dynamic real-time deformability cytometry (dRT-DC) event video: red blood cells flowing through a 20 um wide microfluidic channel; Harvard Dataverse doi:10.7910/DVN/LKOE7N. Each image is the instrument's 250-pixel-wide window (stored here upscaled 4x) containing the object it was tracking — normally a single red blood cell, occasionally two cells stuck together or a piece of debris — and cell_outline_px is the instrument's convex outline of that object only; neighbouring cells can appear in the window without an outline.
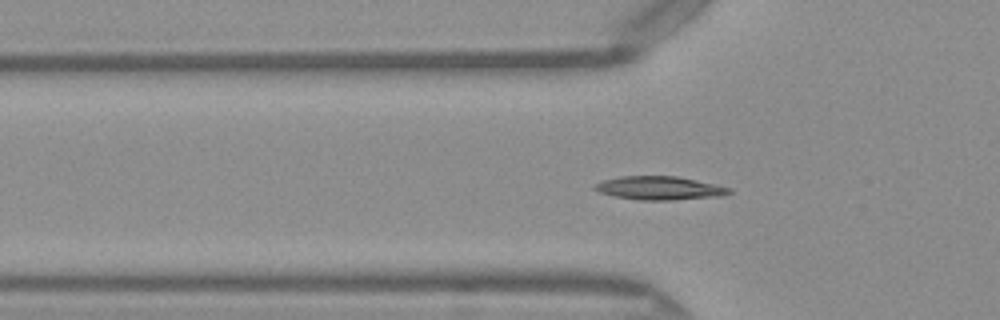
{"species": "Egyptian fruit bat (a non-hibernating species)", "species_latin": "Rousettus aegyptiacus", "temperature_condition": "warm", "stored_images_in_passage": 50, "camera_frame_rate_fps": 3000, "um_per_image_px": 0.085, "frame": {"image": 1, "passage_image": 16, "time_ms": 5.0, "image_size_px": [1000, 320], "cell_outline_px": [[732, 192], [724, 196], [672, 200], [640, 200], [616, 196], [600, 192], [592, 188], [592, 184], [604, 180], [620, 176], [676, 176], [732, 188]], "centroid_in_image_um": [56.06, 15.99], "position_along_channel_um": 69.7, "area_um2": 18.38}}
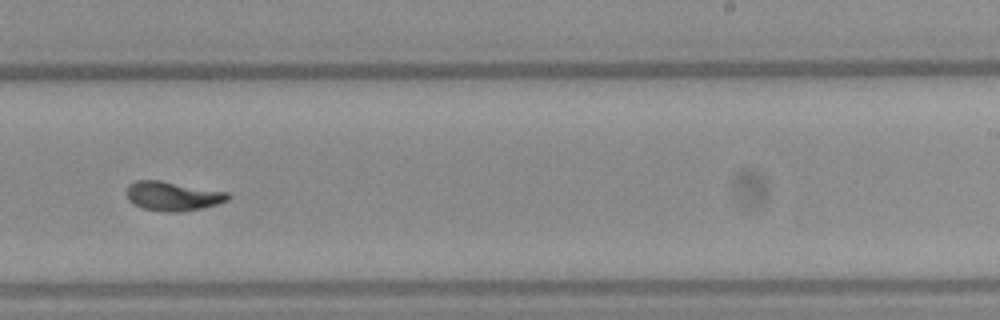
{"frame": {"image": 2, "passage_image": 31, "time_ms": 10.0, "image_size_px": [1000, 320], "cell_outline_px": [[232, 196], [228, 200], [216, 204], [200, 208], [176, 212], [172, 212], [144, 208], [128, 200], [124, 192], [128, 184], [136, 180], [160, 180], [228, 192]], "centroid_in_image_um": [14.66, 16.64], "position_along_channel_um": 274.3, "area_um2": 17.17}}
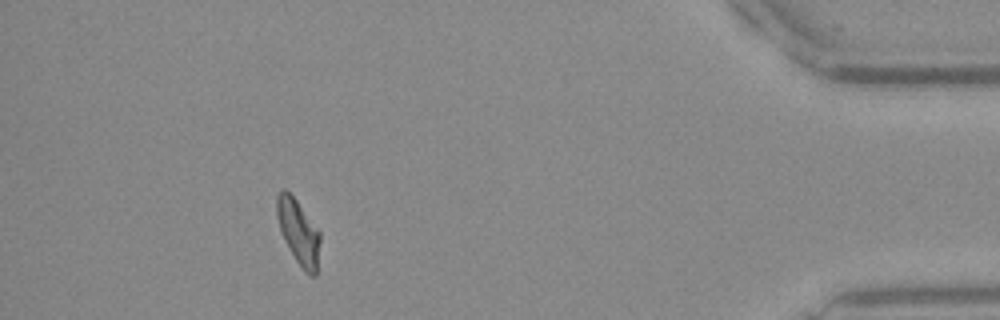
{"frame": {"image": 3, "passage_image": 45, "time_ms": 14.667, "image_size_px": [1000, 320], "cell_outline_px": [[320, 240], [316, 276], [312, 276], [304, 272], [296, 260], [284, 240], [276, 216], [276, 196], [284, 188], [296, 200], [320, 232]], "centroid_in_image_um": [25.36, 19.73], "position_along_channel_um": 409.8, "area_um2": 16.13}, "authors_computed_cell_mechanics": {"area_um2": 16.5886, "velocity_mm_per_s": 4.0854, "shape_relaxation_time_tau1_ms": 5.101, "shape_relaxation_time_tau2_ms": 1.3109, "deformation_change_tau1": 0.1856, "deformation_change_tau2": 0.0535}}